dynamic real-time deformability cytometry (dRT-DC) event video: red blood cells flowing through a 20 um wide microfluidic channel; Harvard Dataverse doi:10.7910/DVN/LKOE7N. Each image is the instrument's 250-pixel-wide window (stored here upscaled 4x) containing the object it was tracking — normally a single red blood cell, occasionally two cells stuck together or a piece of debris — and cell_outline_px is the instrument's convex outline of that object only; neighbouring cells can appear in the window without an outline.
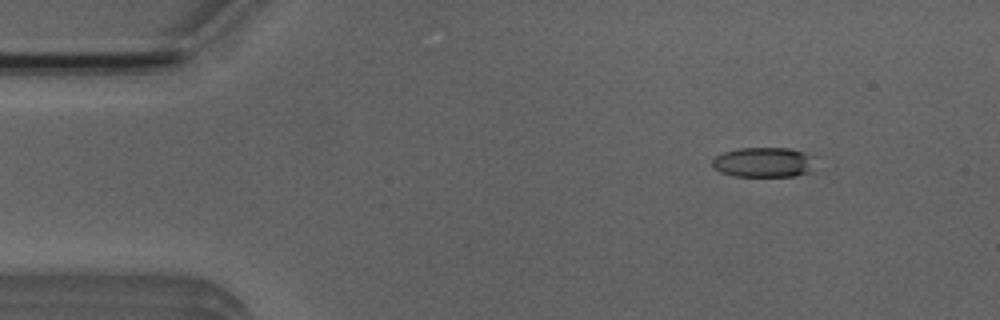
{"species": "Egyptian fruit bat (a non-hibernating species)", "species_latin": "Rousettus aegyptiacus", "temperature_condition": "room temperature", "stored_images_in_passage": 6, "camera_frame_rate_fps": 3000, "um_per_image_px": 0.085, "animal": {"sex": "male"}, "frame": {"image": 1, "passage_image": 2, "time_ms": 1.333, "image_size_px": [1000, 320], "cell_outline_px": [[816, 172], [796, 176], [732, 176], [720, 172], [712, 168], [712, 160], [716, 156], [724, 152], [740, 148], [788, 148], [804, 152], [816, 156]], "centroid_in_image_um": [65.01, 13.81], "position_along_channel_um": 20.0, "area_um2": 18.61}}
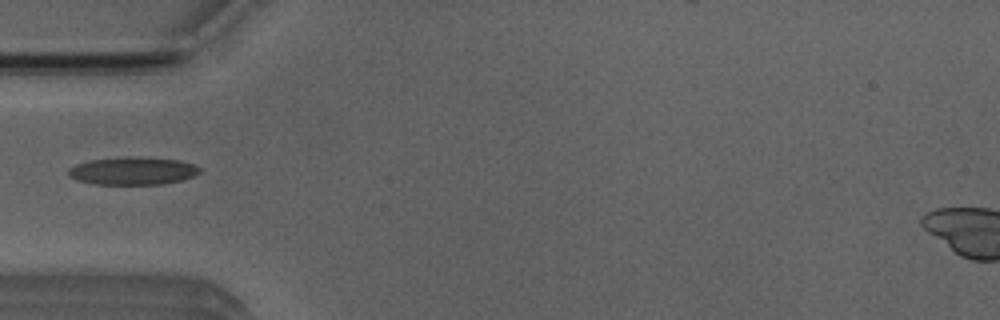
{"frame": {"image": 2, "passage_image": 5, "time_ms": 4.667, "image_size_px": [1000, 320], "cell_outline_px": [[200, 172], [192, 176], [180, 180], [164, 184], [92, 184], [76, 180], [68, 176], [68, 168], [76, 164], [92, 160], [124, 156], [140, 156], [180, 160], [196, 164], [200, 168]], "centroid_in_image_um": [11.28, 14.51], "position_along_channel_um": 73.7, "area_um2": 21.5}}